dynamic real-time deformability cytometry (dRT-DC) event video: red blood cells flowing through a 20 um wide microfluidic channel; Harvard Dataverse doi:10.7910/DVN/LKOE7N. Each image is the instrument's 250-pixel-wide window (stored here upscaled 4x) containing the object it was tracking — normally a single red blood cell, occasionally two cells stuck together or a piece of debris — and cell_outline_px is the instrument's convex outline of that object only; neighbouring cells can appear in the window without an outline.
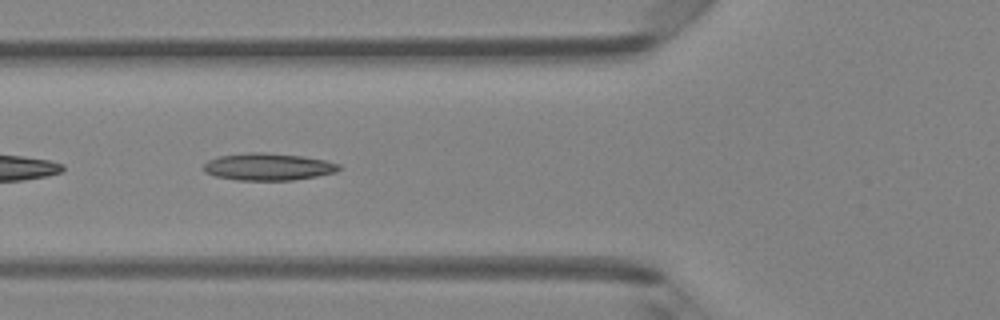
{"species": "Egyptian fruit bat (a non-hibernating species)", "species_latin": "Rousettus aegyptiacus", "temperature_condition": "room temperature", "stored_images_in_passage": 49, "camera_frame_rate_fps": 3000, "um_per_image_px": 0.085, "animal": {"sex": "female"}, "frame": {"image": 1, "passage_image": 18, "time_ms": 5.667, "image_size_px": [1000, 320], "cell_outline_px": [[340, 168], [336, 172], [316, 176], [292, 180], [236, 180], [216, 176], [204, 172], [204, 164], [208, 160], [220, 156], [248, 152], [264, 152], [304, 156], [324, 160], [340, 164]], "centroid_in_image_um": [22.79, 14.17], "position_along_channel_um": 103.0, "area_um2": 21.39}}
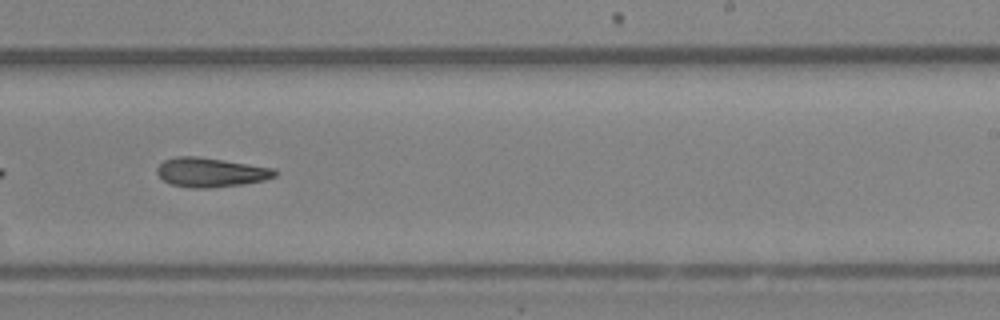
{"frame": {"image": 2, "passage_image": 30, "time_ms": 9.667, "image_size_px": [1000, 320], "cell_outline_px": [[276, 176], [264, 180], [244, 184], [212, 188], [192, 188], [172, 184], [164, 180], [156, 172], [156, 168], [164, 160], [176, 156], [196, 156], [224, 160], [276, 168]], "centroid_in_image_um": [17.93, 14.65], "position_along_channel_um": 271.1, "area_um2": 20.17}}
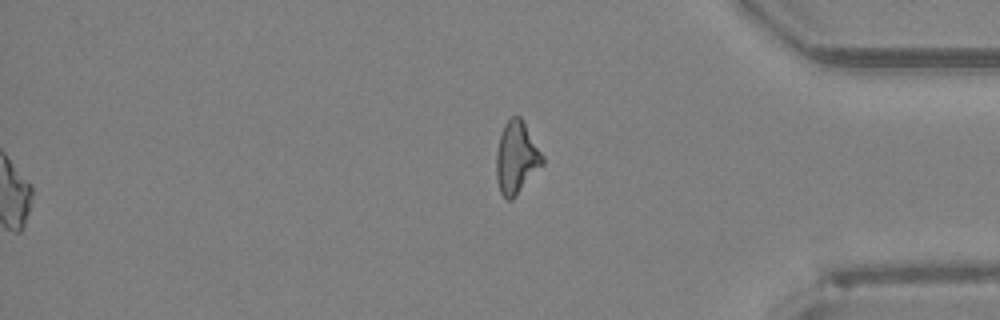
{"frame": {"image": 3, "passage_image": 49, "time_ms": 16.0, "image_size_px": [1000, 320], "cell_outline_px": [[544, 164], [516, 196], [512, 200], [504, 200], [500, 192], [496, 180], [496, 152], [500, 136], [504, 124], [512, 116], [520, 116], [544, 156]], "centroid_in_image_um": [43.89, 13.44], "position_along_channel_um": 391.3, "area_um2": 19.59}, "authors_computed_cell_mechanics": {"area_um2": 20.23, "velocity_mm_per_s": 4.216, "shape_relaxation_time_tau1_ms": null, "shape_relaxation_time_tau2_ms": 4.0431, "deformation_change_tau1": null, "deformation_change_tau2": 0.1288}}